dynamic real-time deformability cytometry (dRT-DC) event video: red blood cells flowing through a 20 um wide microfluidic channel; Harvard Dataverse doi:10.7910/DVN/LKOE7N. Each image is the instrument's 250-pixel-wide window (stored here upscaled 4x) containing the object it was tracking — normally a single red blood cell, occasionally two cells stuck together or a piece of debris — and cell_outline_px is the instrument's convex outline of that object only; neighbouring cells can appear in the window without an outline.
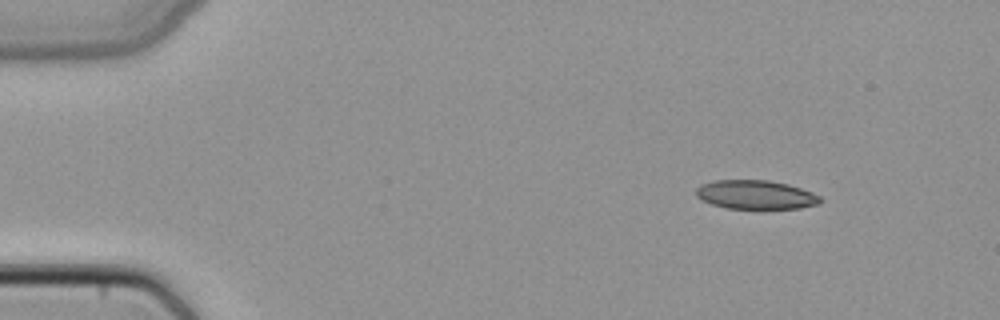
{"species": "common noctule bat (a hibernating species)", "species_latin": "Nyctalus noctula", "temperature_condition": "cold", "stored_images_in_passage": 3, "camera_frame_rate_fps": 3000, "um_per_image_px": 0.085, "animal": {"sex": "female", "body_mass_g": 22.7, "forearm_length_mm": 54.2}, "frame": {"image": 1, "passage_image": 1, "time_ms": 0.0, "image_size_px": [1000, 320], "cell_outline_px": [[824, 200], [820, 204], [800, 208], [728, 208], [712, 204], [700, 200], [696, 196], [696, 188], [700, 184], [712, 180], [768, 180], [788, 184], [812, 192], [820, 196]], "centroid_in_image_um": [64.23, 16.54], "position_along_channel_um": 20.8, "area_um2": 21.04}}